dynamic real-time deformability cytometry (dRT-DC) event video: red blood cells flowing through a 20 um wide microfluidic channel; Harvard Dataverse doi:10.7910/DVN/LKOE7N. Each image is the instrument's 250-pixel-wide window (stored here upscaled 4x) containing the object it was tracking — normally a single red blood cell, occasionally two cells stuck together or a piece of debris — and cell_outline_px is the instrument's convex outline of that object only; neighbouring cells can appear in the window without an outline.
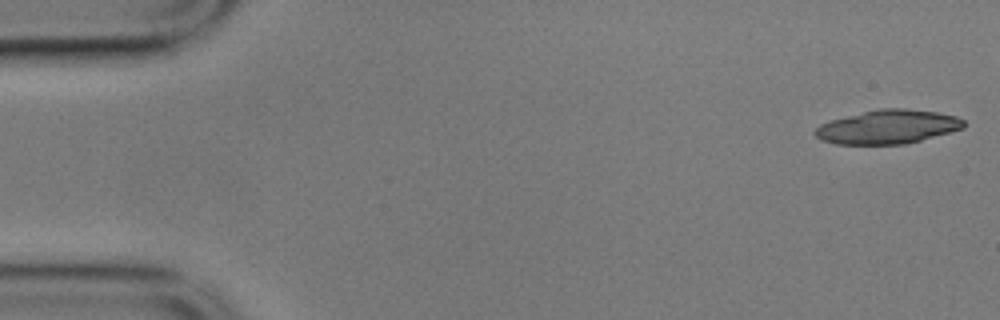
{"species": "common noctule bat (a hibernating species)", "species_latin": "Nyctalus noctula", "temperature_condition": "cold", "stored_images_in_passage": 12, "camera_frame_rate_fps": 3000, "um_per_image_px": 0.085, "animal": {"sex": "male", "body_mass_g": 17.9}, "frame": {"image": 1, "passage_image": 1, "time_ms": 0.0, "image_size_px": [1000, 320], "cell_outline_px": [[964, 128], [920, 140], [904, 144], [836, 144], [820, 140], [812, 132], [820, 124], [828, 120], [880, 108], [904, 108], [936, 112], [956, 116], [964, 120]], "centroid_in_image_um": [75.42, 10.78], "position_along_channel_um": 9.6, "area_um2": 29.3}}